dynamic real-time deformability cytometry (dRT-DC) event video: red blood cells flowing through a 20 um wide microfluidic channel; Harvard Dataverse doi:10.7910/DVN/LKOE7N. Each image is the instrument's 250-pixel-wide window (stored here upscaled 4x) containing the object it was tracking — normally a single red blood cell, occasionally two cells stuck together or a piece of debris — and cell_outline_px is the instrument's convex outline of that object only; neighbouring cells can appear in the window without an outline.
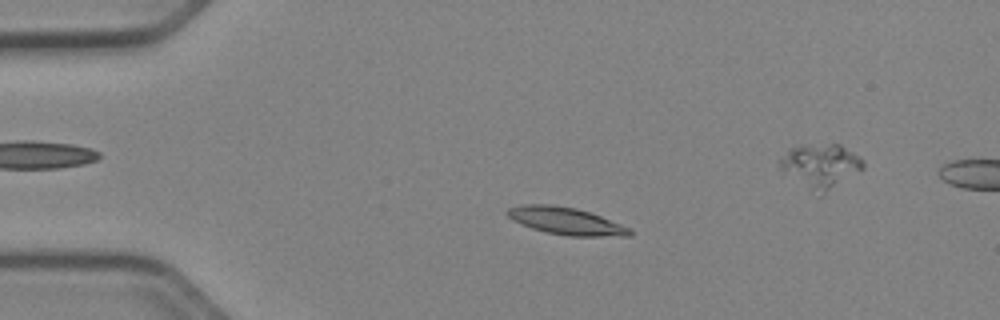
{"species": "Egyptian fruit bat (a non-hibernating species)", "species_latin": "Rousettus aegyptiacus", "temperature_condition": "cold", "stored_images_in_passage": 52, "camera_frame_rate_fps": 3000, "um_per_image_px": 0.085, "animal": {"sex": "female"}, "frame": {"image": 1, "passage_image": 11, "time_ms": 3.333, "image_size_px": [1000, 320], "cell_outline_px": [[632, 236], [568, 236], [548, 232], [532, 228], [520, 224], [512, 220], [504, 212], [508, 208], [520, 204], [552, 204], [576, 208], [600, 216], [632, 228]], "centroid_in_image_um": [48.09, 18.77], "position_along_channel_um": 36.9, "area_um2": 19.54}}
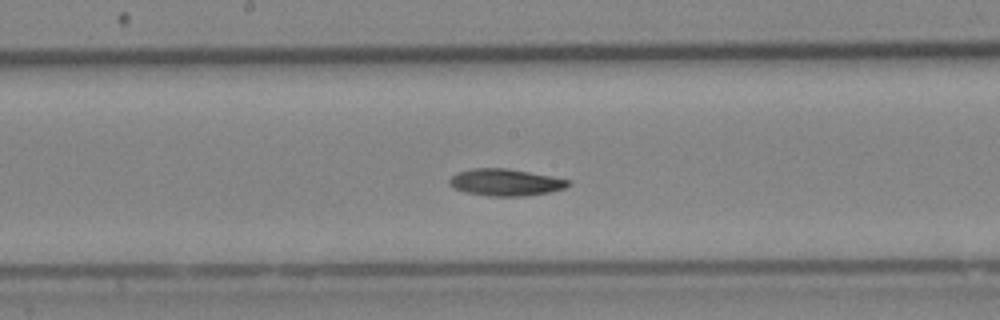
{"frame": {"image": 2, "passage_image": 27, "time_ms": 8.667, "image_size_px": [1000, 320], "cell_outline_px": [[572, 184], [564, 188], [548, 192], [524, 196], [488, 196], [464, 192], [448, 184], [448, 180], [456, 172], [472, 168], [508, 168], [552, 176], [572, 180]], "centroid_in_image_um": [42.97, 15.49], "position_along_channel_um": 205.2, "area_um2": 18.79}}
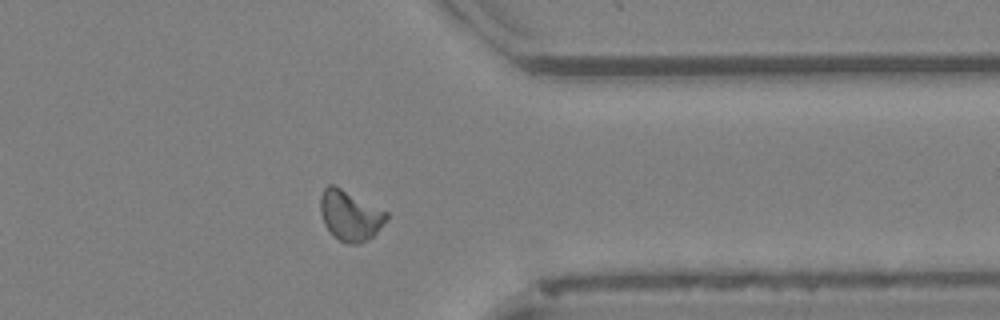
{"frame": {"image": 3, "passage_image": 41, "time_ms": 13.333, "image_size_px": [1000, 320], "cell_outline_px": [[388, 216], [376, 232], [372, 236], [360, 244], [348, 244], [340, 240], [324, 224], [320, 212], [320, 196], [324, 188], [328, 184], [332, 184], [388, 212]], "centroid_in_image_um": [29.73, 18.31], "position_along_channel_um": 381.7, "area_um2": 18.9}}